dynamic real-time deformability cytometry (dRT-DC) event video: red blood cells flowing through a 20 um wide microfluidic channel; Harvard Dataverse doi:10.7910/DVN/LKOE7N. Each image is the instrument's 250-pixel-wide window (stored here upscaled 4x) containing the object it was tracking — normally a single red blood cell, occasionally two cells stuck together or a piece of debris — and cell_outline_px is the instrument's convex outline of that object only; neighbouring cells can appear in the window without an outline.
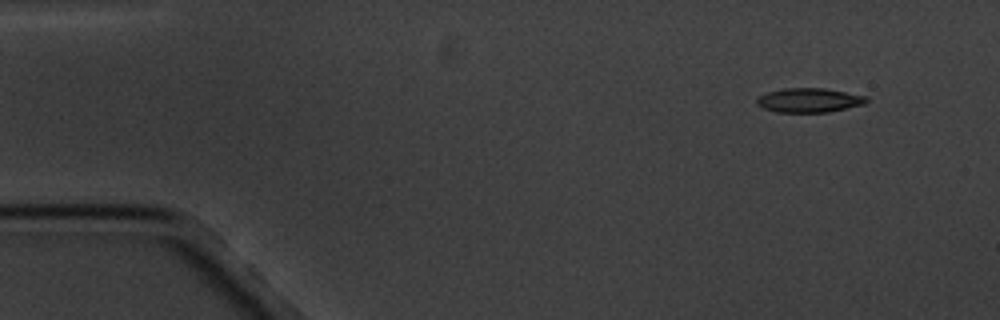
{"species": "common noctule bat (a hibernating species)", "species_latin": "Nyctalus noctula", "temperature_condition": "cold", "stored_images_in_passage": 4, "camera_frame_rate_fps": 3000, "um_per_image_px": 0.085, "animal": {"sex": "male", "body_mass_g": 20.1, "forearm_length_mm": 53.5}, "frame": {"image": 1, "passage_image": 1, "time_ms": 0.0, "image_size_px": [1000, 320], "cell_outline_px": [[868, 100], [864, 104], [828, 112], [776, 112], [764, 108], [756, 104], [756, 96], [768, 92], [784, 88], [824, 88], [868, 96]], "centroid_in_image_um": [68.75, 8.51], "position_along_channel_um": 16.2, "area_um2": 15.55}}
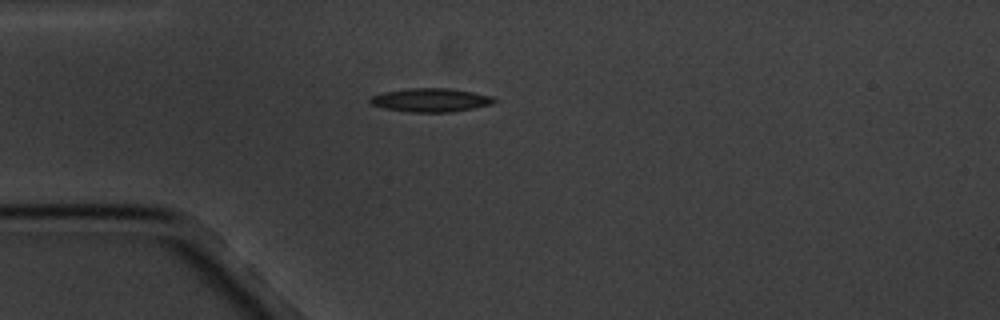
{"frame": {"image": 2, "passage_image": 4, "time_ms": 3.333, "image_size_px": [1000, 320], "cell_outline_px": [[496, 100], [492, 104], [452, 112], [408, 112], [384, 108], [372, 104], [368, 100], [372, 96], [384, 92], [408, 88], [448, 88], [472, 92], [492, 96]], "centroid_in_image_um": [36.6, 8.5], "position_along_channel_um": 48.4, "area_um2": 16.94}}